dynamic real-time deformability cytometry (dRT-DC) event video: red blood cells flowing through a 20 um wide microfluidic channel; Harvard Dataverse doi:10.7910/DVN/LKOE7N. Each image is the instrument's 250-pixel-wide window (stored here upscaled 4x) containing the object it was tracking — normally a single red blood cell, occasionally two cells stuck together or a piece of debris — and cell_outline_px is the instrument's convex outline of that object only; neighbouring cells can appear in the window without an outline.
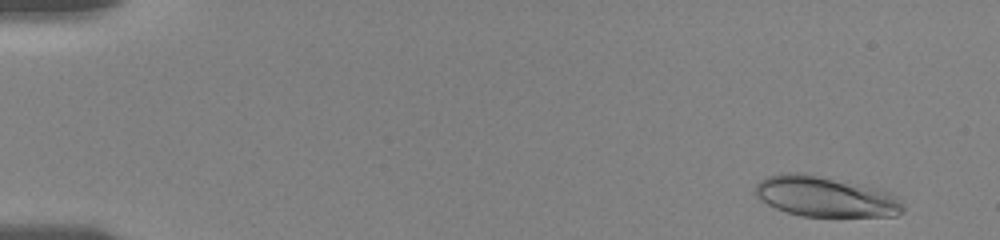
{"species": "human", "species_latin": "Homo sapiens", "temperature_condition": "room temperature", "stored_images_in_passage": 14, "camera_frame_rate_fps": 3000, "um_per_image_px": 0.085, "donor": {"sex": "female"}, "frame": {"image": 1, "passage_image": 2, "time_ms": 0.667, "image_size_px": [1000, 240], "cell_outline_px": [[904, 212], [896, 216], [800, 216], [776, 208], [760, 200], [756, 196], [756, 184], [760, 180], [768, 176], [788, 172], [808, 172], [848, 180], [880, 188], [892, 192], [904, 204]], "centroid_in_image_um": [70.22, 16.68], "position_along_channel_um": 14.8, "area_um2": 35.66}}
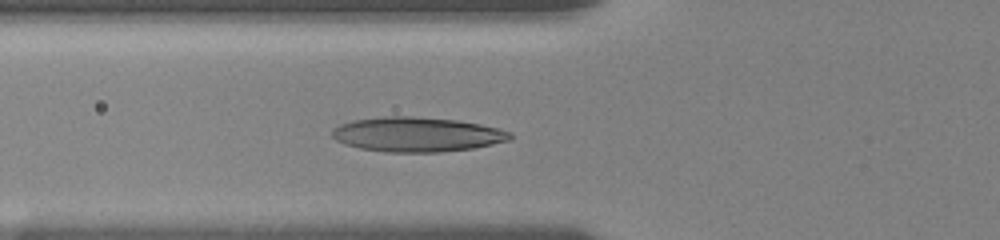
{"frame": {"image": 2, "passage_image": 10, "time_ms": 6.333, "image_size_px": [1000, 240], "cell_outline_px": [[512, 136], [508, 140], [492, 144], [472, 148], [440, 152], [388, 152], [360, 148], [344, 144], [336, 140], [332, 136], [332, 128], [340, 124], [352, 120], [384, 116], [412, 116], [456, 120], [480, 124], [500, 128], [512, 132]], "centroid_in_image_um": [35.42, 11.42], "position_along_channel_um": 90.4, "area_um2": 35.95}}
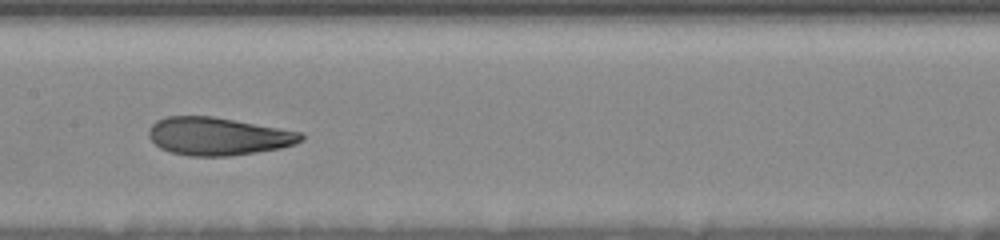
{"frame": {"image": 3, "passage_image": 13, "time_ms": 9.0, "image_size_px": [1000, 240], "cell_outline_px": [[304, 140], [296, 144], [280, 148], [256, 152], [228, 156], [188, 156], [172, 152], [160, 148], [148, 136], [148, 132], [152, 124], [156, 120], [168, 116], [212, 116], [300, 132], [304, 136]], "centroid_in_image_um": [18.52, 11.59], "position_along_channel_um": 188.9, "area_um2": 33.41}}